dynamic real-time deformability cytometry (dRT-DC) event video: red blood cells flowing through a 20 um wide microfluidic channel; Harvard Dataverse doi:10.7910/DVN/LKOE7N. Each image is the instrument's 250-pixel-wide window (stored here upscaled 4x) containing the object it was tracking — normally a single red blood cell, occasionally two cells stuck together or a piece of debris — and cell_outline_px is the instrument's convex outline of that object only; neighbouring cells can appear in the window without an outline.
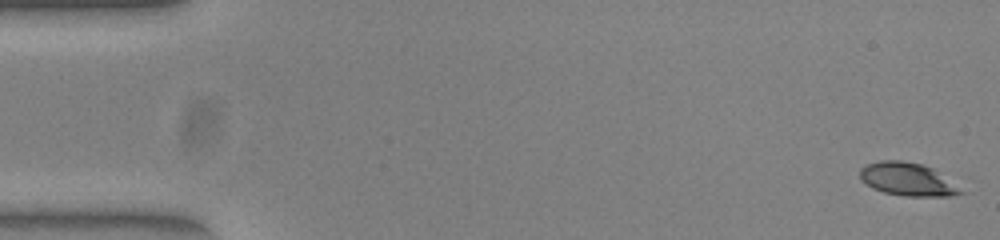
{"species": "common noctule bat (a hibernating species)", "species_latin": "Nyctalus noctula", "temperature_condition": "warm", "stored_images_in_passage": 53, "segment_of_instrument_passage": [1, 2], "camera_frame_rate_fps": 3000, "um_per_image_px": 0.085, "animal": {"sex": "female", "body_mass_g": 23.0, "forearm_length_mm": 53.4}, "frame": {"image": 1, "passage_image": 1, "time_ms": 0.0, "image_size_px": [1000, 240], "cell_outline_px": [[968, 192], [948, 196], [904, 196], [884, 192], [872, 188], [860, 180], [860, 168], [864, 164], [880, 160], [900, 160], [920, 164], [932, 168]], "centroid_in_image_um": [77.12, 15.24], "position_along_channel_um": 7.9, "area_um2": 19.54}}
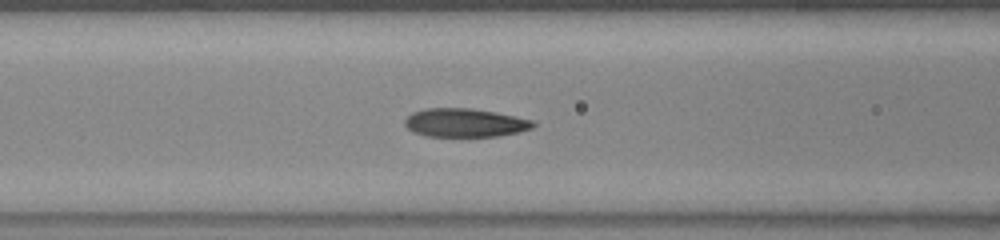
{"frame": {"image": 2, "passage_image": 21, "time_ms": 6.667, "image_size_px": [1000, 240], "cell_outline_px": [[536, 124], [532, 128], [520, 132], [496, 136], [428, 136], [416, 132], [408, 128], [404, 124], [404, 120], [412, 112], [424, 108], [468, 108], [492, 112], [532, 120]], "centroid_in_image_um": [39.5, 10.43], "position_along_channel_um": 127.1, "area_um2": 21.04}}
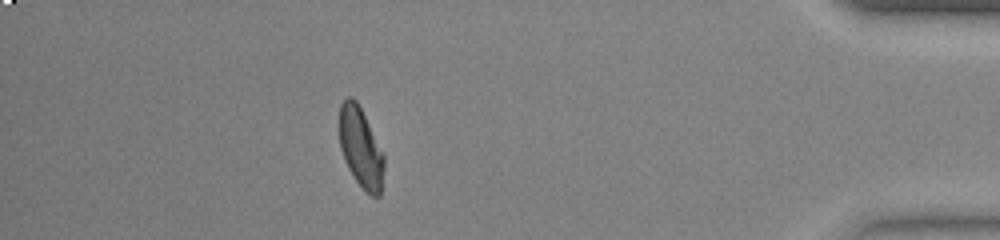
{"frame": {"image": 3, "passage_image": 46, "time_ms": 15.0, "image_size_px": [1000, 240], "cell_outline_px": [[384, 168], [380, 196], [372, 196], [364, 192], [348, 168], [344, 160], [340, 148], [336, 128], [340, 104], [348, 96], [352, 96], [356, 100], [384, 152]], "centroid_in_image_um": [30.62, 12.52], "position_along_channel_um": 404.6, "area_um2": 21.56}}